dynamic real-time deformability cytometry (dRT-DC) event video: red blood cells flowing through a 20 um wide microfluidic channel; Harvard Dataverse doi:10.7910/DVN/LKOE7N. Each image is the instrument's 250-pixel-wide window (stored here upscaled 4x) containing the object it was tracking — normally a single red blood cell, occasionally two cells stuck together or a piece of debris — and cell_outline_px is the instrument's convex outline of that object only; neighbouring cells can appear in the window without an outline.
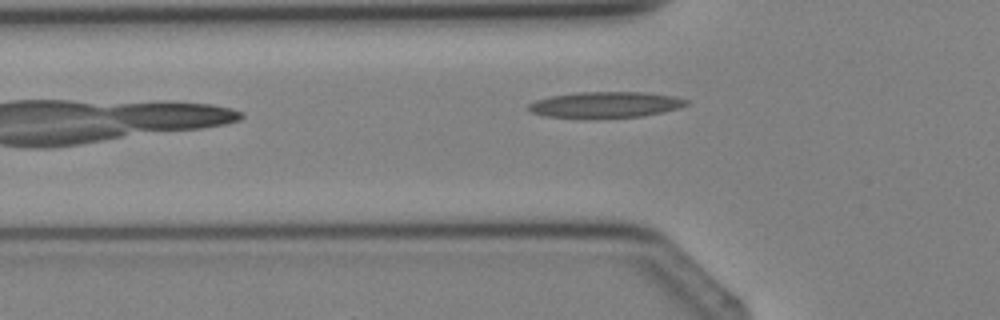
{"species": "Egyptian fruit bat (a non-hibernating species)", "species_latin": "Rousettus aegyptiacus", "temperature_condition": "cold", "stored_images_in_passage": 3, "camera_frame_rate_fps": 3000, "um_per_image_px": 0.085, "animal": {"sex": "female"}, "frame": {"image": 1, "passage_image": 2, "time_ms": 1.0, "image_size_px": [1000, 320], "cell_outline_px": [[688, 104], [680, 108], [640, 116], [596, 120], [544, 116], [532, 112], [524, 108], [528, 104], [536, 100], [552, 96], [576, 92], [648, 92], [676, 96], [688, 100]], "centroid_in_image_um": [51.43, 8.92], "position_along_channel_um": 74.4, "area_um2": 24.62}}